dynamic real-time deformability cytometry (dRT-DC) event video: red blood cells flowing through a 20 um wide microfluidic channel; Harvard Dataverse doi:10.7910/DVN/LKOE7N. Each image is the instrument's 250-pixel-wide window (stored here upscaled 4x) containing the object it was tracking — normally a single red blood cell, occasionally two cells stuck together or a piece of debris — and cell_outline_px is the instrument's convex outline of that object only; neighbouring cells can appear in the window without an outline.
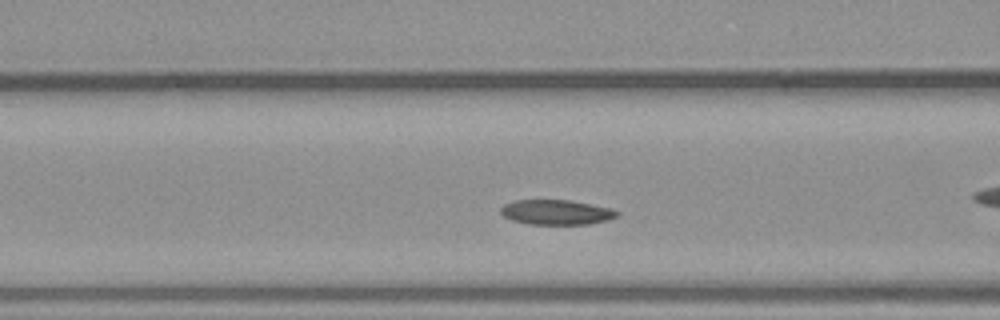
{"species": "common noctule bat (a hibernating species)", "species_latin": "Nyctalus noctula", "temperature_condition": "warm", "stored_images_in_passage": 25, "camera_frame_rate_fps": 3000, "um_per_image_px": 0.085, "animal": {"sex": "male", "body_mass_g": 23.1, "forearm_length_mm": 52.7}, "frame": {"image": 1, "passage_image": 4, "time_ms": 1.0, "image_size_px": [1000, 320], "cell_outline_px": [[620, 216], [608, 220], [588, 224], [528, 224], [512, 220], [504, 216], [500, 212], [500, 208], [504, 204], [516, 200], [568, 200], [612, 208], [620, 212]], "centroid_in_image_um": [47.32, 18.04], "position_along_channel_um": 119.3, "area_um2": 16.94}}